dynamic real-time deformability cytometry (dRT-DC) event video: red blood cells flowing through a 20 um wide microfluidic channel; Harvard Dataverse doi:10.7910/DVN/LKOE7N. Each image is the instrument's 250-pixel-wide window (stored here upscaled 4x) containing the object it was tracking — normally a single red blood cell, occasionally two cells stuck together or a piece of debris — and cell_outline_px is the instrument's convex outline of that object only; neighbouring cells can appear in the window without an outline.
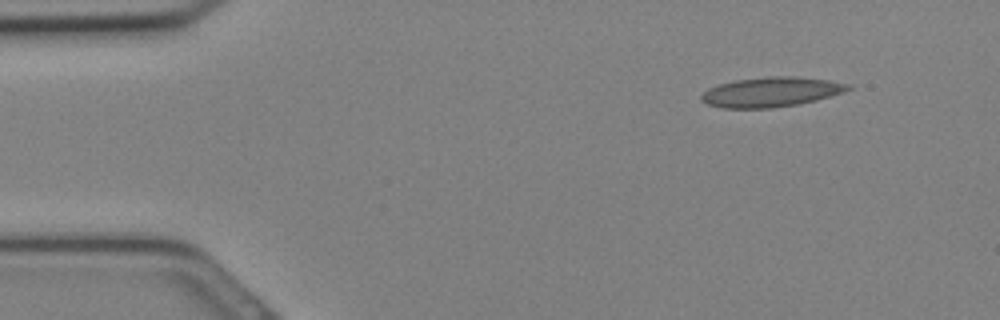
{"species": "Egyptian fruit bat (a non-hibernating species)", "species_latin": "Rousettus aegyptiacus", "temperature_condition": "cold", "stored_images_in_passage": 18, "camera_frame_rate_fps": 3000, "um_per_image_px": 0.085, "animal": {"sex": "female"}, "frame": {"image": 1, "passage_image": 3, "time_ms": 0.667, "image_size_px": [1000, 320], "cell_outline_px": [[852, 88], [844, 92], [816, 100], [800, 104], [772, 108], [724, 108], [708, 104], [700, 100], [700, 96], [708, 88], [720, 84], [736, 80], [768, 76], [796, 76], [828, 80], [852, 84]], "centroid_in_image_um": [65.57, 7.82], "position_along_channel_um": 19.4, "area_um2": 25.55}}
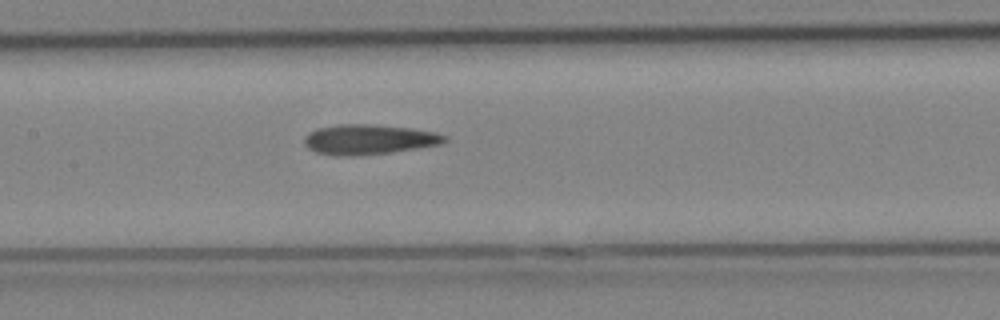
{"frame": {"image": 2, "passage_image": 14, "time_ms": 4.333, "image_size_px": [1000, 320], "cell_outline_px": [[448, 140], [440, 144], [392, 152], [348, 156], [336, 156], [316, 152], [308, 148], [304, 144], [304, 140], [312, 132], [320, 128], [340, 124], [372, 124], [408, 128], [436, 132], [448, 136]], "centroid_in_image_um": [31.39, 11.86], "position_along_channel_um": 176.0, "area_um2": 24.22}}
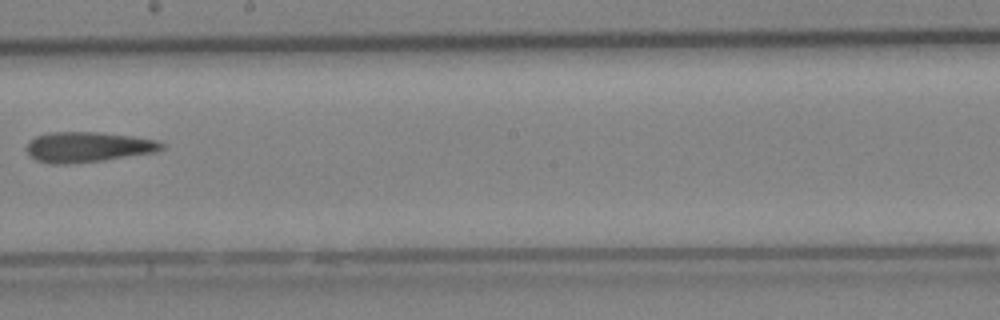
{"frame": {"image": 3, "passage_image": 17, "time_ms": 5.333, "image_size_px": [1000, 320], "cell_outline_px": [[164, 148], [156, 152], [104, 160], [68, 164], [48, 164], [36, 160], [28, 152], [28, 144], [36, 136], [52, 132], [96, 132], [132, 136], [156, 140], [164, 144]], "centroid_in_image_um": [7.5, 12.5], "position_along_channel_um": 240.7, "area_um2": 23.64}}